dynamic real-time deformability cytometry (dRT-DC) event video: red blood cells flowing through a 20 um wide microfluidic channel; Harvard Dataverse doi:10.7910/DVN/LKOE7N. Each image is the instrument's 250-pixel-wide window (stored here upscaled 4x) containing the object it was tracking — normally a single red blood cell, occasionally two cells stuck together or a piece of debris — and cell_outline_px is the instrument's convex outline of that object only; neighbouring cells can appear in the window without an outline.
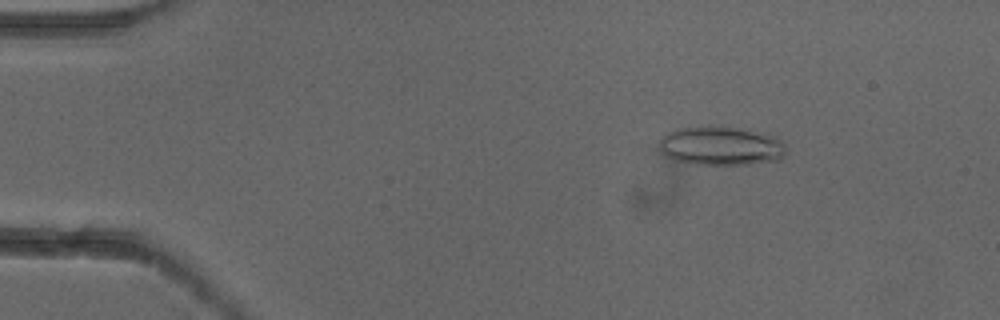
{"species": "common noctule bat (a hibernating species)", "species_latin": "Nyctalus noctula", "temperature_condition": "cold", "stored_images_in_passage": 5, "camera_frame_rate_fps": 3000, "um_per_image_px": 0.085, "animal": {"sex": "female"}, "frame": {"image": 1, "passage_image": 3, "time_ms": 0.667, "image_size_px": [1000, 320], "cell_outline_px": [[784, 156], [780, 160], [748, 164], [696, 164], [672, 160], [664, 156], [660, 152], [660, 136], [676, 128], [736, 128], [776, 136], [784, 144]], "centroid_in_image_um": [61.24, 12.43], "position_along_channel_um": 23.8, "area_um2": 28.32}}